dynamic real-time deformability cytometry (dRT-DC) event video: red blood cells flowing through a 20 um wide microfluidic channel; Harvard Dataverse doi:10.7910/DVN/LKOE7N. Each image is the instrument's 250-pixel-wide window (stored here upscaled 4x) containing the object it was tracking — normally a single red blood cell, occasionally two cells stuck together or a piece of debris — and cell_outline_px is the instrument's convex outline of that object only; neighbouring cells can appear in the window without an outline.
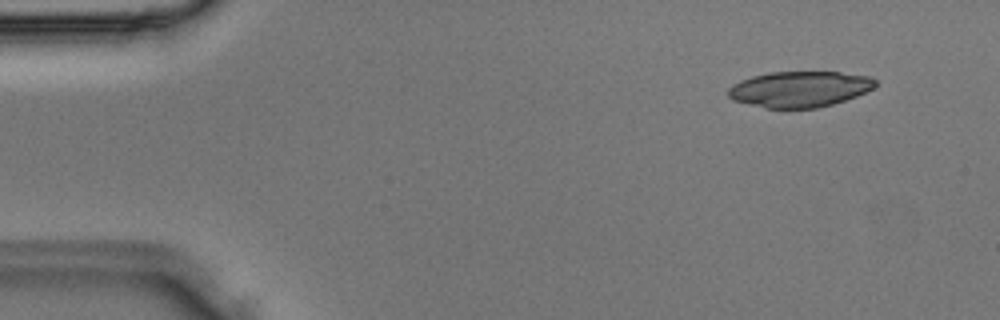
{"species": "Egyptian fruit bat (a non-hibernating species)", "species_latin": "Rousettus aegyptiacus", "temperature_condition": "room temperature", "stored_images_in_passage": 4, "camera_frame_rate_fps": 3000, "um_per_image_px": 0.085, "animal": {"sex": "male"}, "frame": {"image": 1, "passage_image": 1, "time_ms": 0.0, "image_size_px": [1000, 320], "cell_outline_px": [[876, 84], [872, 88], [856, 96], [832, 104], [816, 108], [764, 108], [732, 100], [728, 96], [728, 88], [732, 84], [740, 80], [752, 76], [768, 72], [840, 72], [868, 76], [876, 80]], "centroid_in_image_um": [67.91, 7.57], "position_along_channel_um": 17.1, "area_um2": 30.69}}